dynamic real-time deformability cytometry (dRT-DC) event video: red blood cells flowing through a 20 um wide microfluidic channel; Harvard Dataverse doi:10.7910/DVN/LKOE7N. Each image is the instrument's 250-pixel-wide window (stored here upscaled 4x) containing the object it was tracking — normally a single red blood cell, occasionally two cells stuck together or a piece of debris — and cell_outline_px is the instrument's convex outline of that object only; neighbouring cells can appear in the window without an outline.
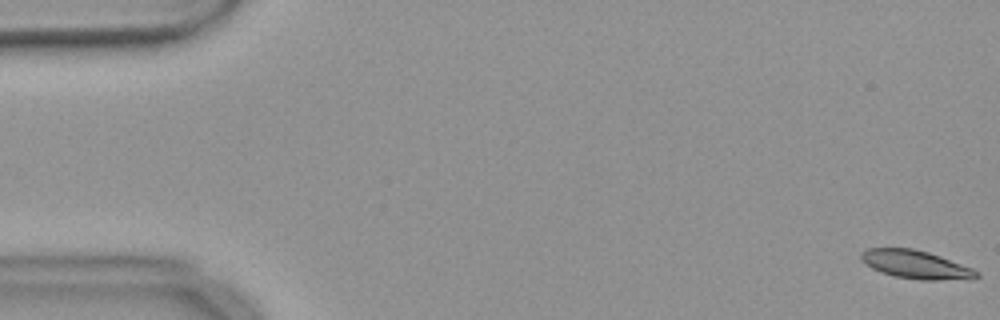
{"species": "common noctule bat (a hibernating species)", "species_latin": "Nyctalus noctula", "temperature_condition": "warm", "stored_images_in_passage": 55, "camera_frame_rate_fps": 3000, "um_per_image_px": 0.085, "animal": {"sex": "female", "body_mass_g": 18.4}, "frame": {"image": 1, "passage_image": 1, "time_ms": 0.0, "image_size_px": [1000, 320], "cell_outline_px": [[980, 276], [972, 280], [920, 280], [896, 276], [880, 272], [872, 268], [860, 260], [860, 252], [868, 248], [912, 248], [928, 252], [940, 256], [972, 268], [980, 272]], "centroid_in_image_um": [77.87, 22.5], "position_along_channel_um": 7.1, "area_um2": 19.25}}
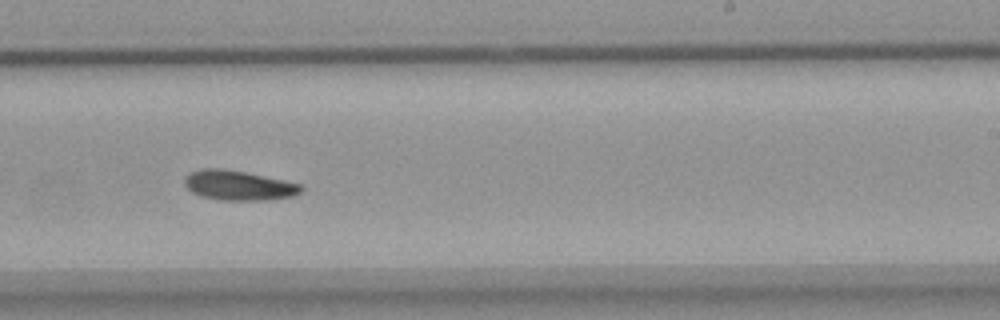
{"frame": {"image": 2, "passage_image": 34, "time_ms": 11.0, "image_size_px": [1000, 320], "cell_outline_px": [[304, 188], [300, 192], [292, 196], [268, 200], [220, 200], [200, 196], [192, 192], [184, 184], [184, 176], [188, 172], [200, 168], [224, 168], [284, 180], [300, 184]], "centroid_in_image_um": [20.22, 15.75], "position_along_channel_um": 268.8, "area_um2": 20.35}}
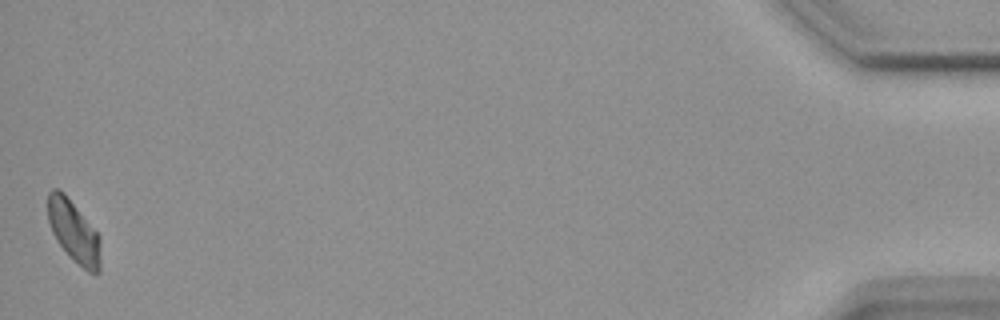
{"frame": {"image": 3, "passage_image": 55, "time_ms": 18.0, "image_size_px": [1000, 320], "cell_outline_px": [[100, 272], [88, 272], [56, 240], [52, 232], [48, 220], [48, 192], [52, 188], [60, 188], [64, 192], [100, 236]], "centroid_in_image_um": [6.26, 19.61], "position_along_channel_um": 428.9, "area_um2": 18.61}, "authors_computed_cell_mechanics": {"area_um2": 19.7098, "velocity_mm_per_s": 3.6568, "shape_relaxation_time_tau1_ms": 7.8899, "shape_relaxation_time_tau2_ms": null, "deformation_change_tau1": 0.1424, "deformation_change_tau2": null}}